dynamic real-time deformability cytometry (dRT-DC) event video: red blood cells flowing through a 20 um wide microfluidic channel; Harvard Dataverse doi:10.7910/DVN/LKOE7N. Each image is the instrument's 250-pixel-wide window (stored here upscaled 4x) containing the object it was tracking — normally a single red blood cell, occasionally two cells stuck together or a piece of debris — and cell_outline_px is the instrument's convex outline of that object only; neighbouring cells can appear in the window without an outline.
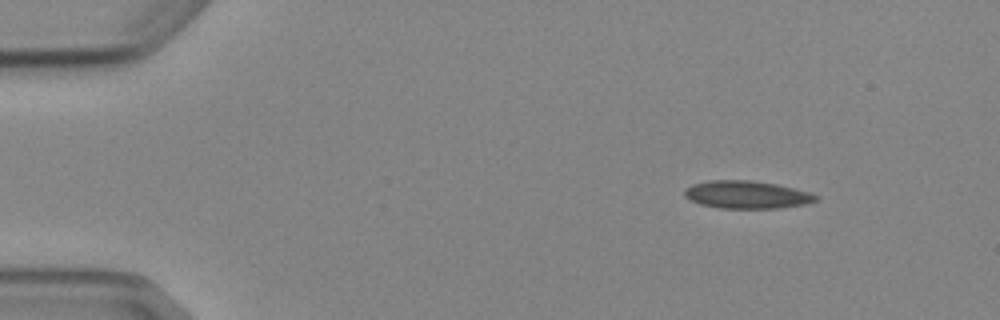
{"species": "Egyptian fruit bat (a non-hibernating species)", "species_latin": "Rousettus aegyptiacus", "temperature_condition": "cold", "stored_images_in_passage": 5, "camera_frame_rate_fps": 3000, "um_per_image_px": 0.085, "animal": {"sex": "female"}, "frame": {"image": 1, "passage_image": 1, "time_ms": 0.0, "image_size_px": [1000, 320], "cell_outline_px": [[820, 200], [808, 204], [780, 208], [720, 208], [700, 204], [684, 196], [684, 188], [692, 184], [708, 180], [752, 180], [776, 184], [808, 192], [820, 196]], "centroid_in_image_um": [63.5, 16.55], "position_along_channel_um": 21.5, "area_um2": 21.39}}
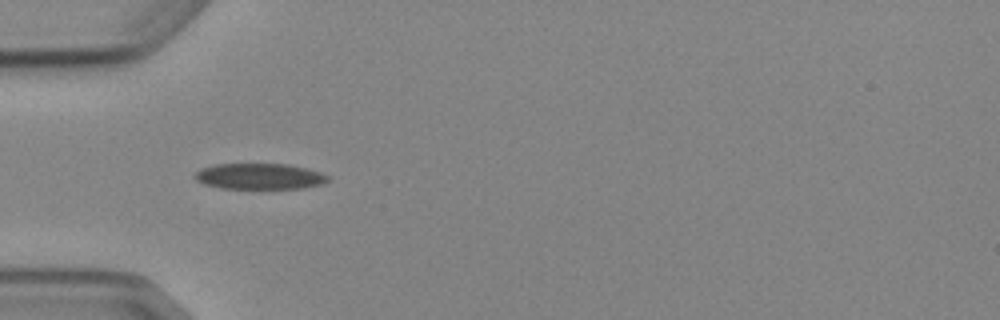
{"frame": {"image": 2, "passage_image": 4, "time_ms": 3.333, "image_size_px": [1000, 320], "cell_outline_px": [[328, 180], [324, 184], [304, 188], [220, 188], [204, 184], [196, 180], [192, 176], [200, 168], [216, 164], [288, 164], [320, 172], [328, 176]], "centroid_in_image_um": [22.03, 14.99], "position_along_channel_um": 63.0, "area_um2": 20.06}}
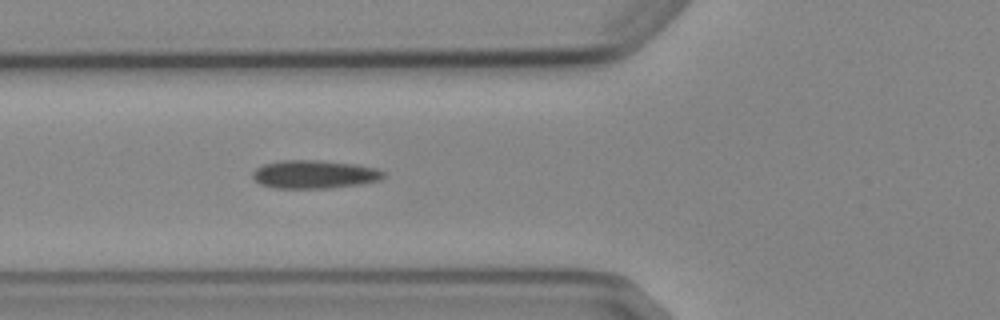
{"frame": {"image": 3, "passage_image": 5, "time_ms": 4.333, "image_size_px": [1000, 320], "cell_outline_px": [[388, 176], [380, 180], [360, 184], [328, 188], [272, 188], [260, 184], [252, 176], [252, 172], [256, 168], [264, 164], [280, 160], [320, 160], [356, 164], [376, 168], [384, 172]], "centroid_in_image_um": [26.74, 14.81], "position_along_channel_um": 99.1, "area_um2": 21.73}}